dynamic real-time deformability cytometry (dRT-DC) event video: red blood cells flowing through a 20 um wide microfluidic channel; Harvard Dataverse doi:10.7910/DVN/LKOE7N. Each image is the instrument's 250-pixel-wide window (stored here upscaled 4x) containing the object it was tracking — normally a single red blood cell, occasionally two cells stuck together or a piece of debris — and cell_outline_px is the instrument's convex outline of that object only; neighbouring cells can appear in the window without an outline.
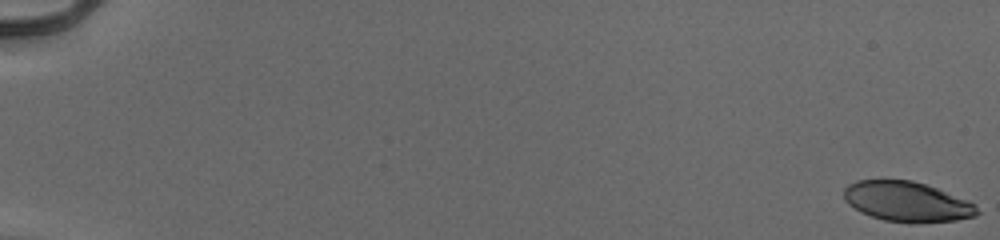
{"species": "human", "species_latin": "Homo sapiens", "temperature_condition": "cold", "stored_images_in_passage": 55, "camera_frame_rate_fps": 3000, "um_per_image_px": 0.085, "donor": {"sex": "male"}, "frame": {"image": 1, "passage_image": 1, "time_ms": 0.0, "image_size_px": [1000, 240], "cell_outline_px": [[980, 212], [976, 216], [956, 220], [908, 224], [884, 220], [860, 212], [848, 204], [844, 200], [844, 188], [848, 184], [856, 180], [912, 180], [936, 188], [968, 200], [976, 204]], "centroid_in_image_um": [77.09, 17.15], "position_along_channel_um": 7.9, "area_um2": 31.33}}
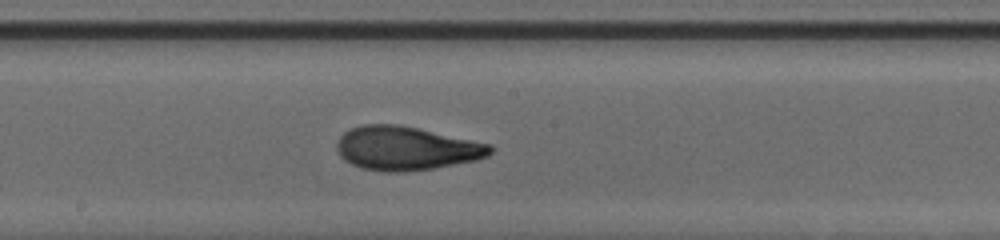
{"frame": {"image": 2, "passage_image": 33, "time_ms": 10.667, "image_size_px": [1000, 240], "cell_outline_px": [[496, 148], [488, 156], [476, 160], [432, 168], [404, 172], [388, 172], [360, 168], [344, 160], [340, 156], [336, 148], [336, 144], [340, 136], [348, 128], [360, 124], [400, 124], [492, 144]], "centroid_in_image_um": [34.51, 12.59], "position_along_channel_um": 213.7, "area_um2": 39.48}}
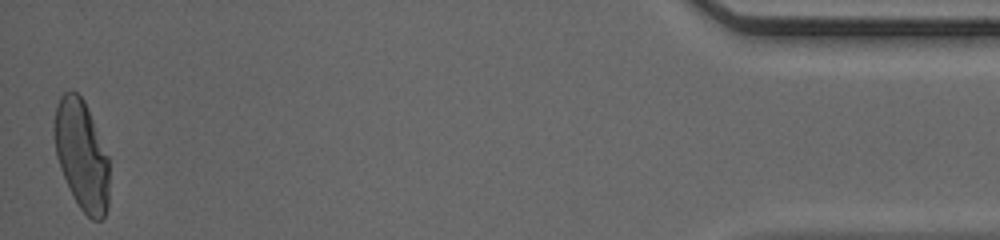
{"frame": {"image": 3, "passage_image": 55, "time_ms": 18.0, "image_size_px": [1000, 240], "cell_outline_px": [[108, 208], [104, 216], [100, 220], [92, 220], [80, 208], [72, 196], [60, 168], [56, 156], [52, 136], [52, 124], [56, 108], [60, 96], [64, 92], [72, 88], [84, 100], [108, 156]], "centroid_in_image_um": [6.9, 13.16], "position_along_channel_um": 428.3, "area_um2": 35.49}, "authors_computed_cell_mechanics": {"area_um2": 36.1828, "velocity_mm_per_s": 3.9628, "shape_relaxation_time_tau1_ms": 4.4022, "shape_relaxation_time_tau2_ms": 1.2391, "deformation_change_tau1": 0.1889, "deformation_change_tau2": 0.0898}}